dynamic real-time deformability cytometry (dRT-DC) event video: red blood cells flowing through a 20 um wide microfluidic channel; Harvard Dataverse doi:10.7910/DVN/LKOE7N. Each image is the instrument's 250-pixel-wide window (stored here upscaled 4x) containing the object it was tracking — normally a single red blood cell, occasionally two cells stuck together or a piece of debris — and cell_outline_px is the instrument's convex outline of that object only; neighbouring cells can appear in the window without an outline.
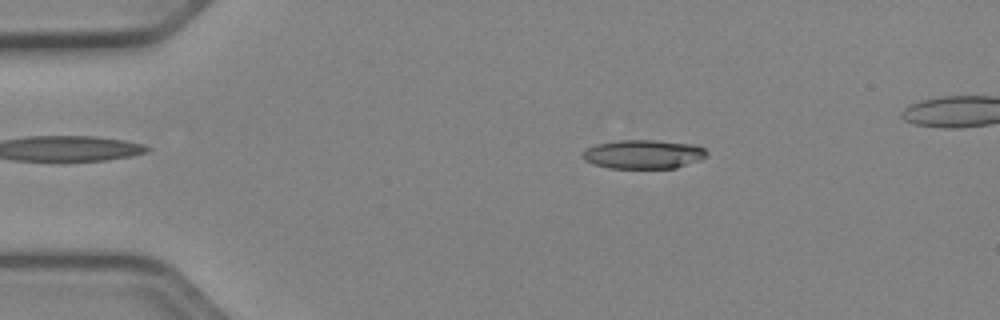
{"species": "Egyptian fruit bat (a non-hibernating species)", "species_latin": "Rousettus aegyptiacus", "temperature_condition": "cold", "stored_images_in_passage": 50, "camera_frame_rate_fps": 3000, "um_per_image_px": 0.085, "animal": {"sex": "female"}, "frame": {"image": 1, "passage_image": 9, "time_ms": 2.667, "image_size_px": [1000, 320], "cell_outline_px": [[708, 152], [700, 160], [676, 168], [608, 168], [592, 164], [584, 160], [580, 156], [588, 148], [596, 144], [620, 140], [656, 140], [696, 144], [704, 148]], "centroid_in_image_um": [54.69, 13.11], "position_along_channel_um": 30.3, "area_um2": 21.04}}
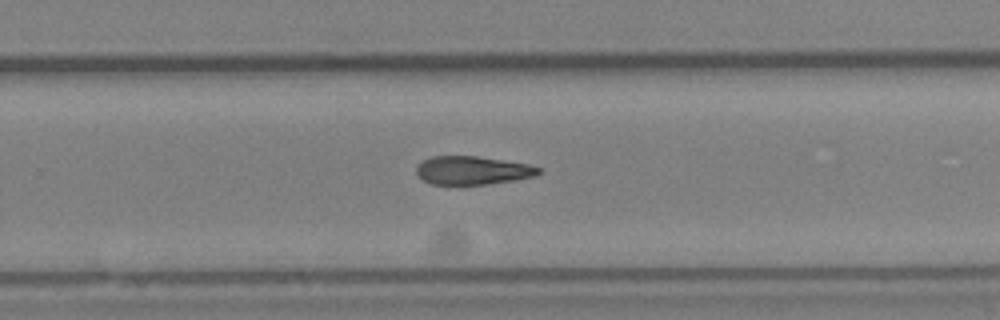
{"frame": {"image": 2, "passage_image": 33, "time_ms": 10.667, "image_size_px": [1000, 320], "cell_outline_px": [[540, 172], [536, 176], [516, 180], [484, 184], [432, 184], [424, 180], [416, 172], [416, 164], [432, 156], [476, 156], [528, 164], [540, 168]], "centroid_in_image_um": [40.16, 14.48], "position_along_channel_um": 289.6, "area_um2": 20.06}}
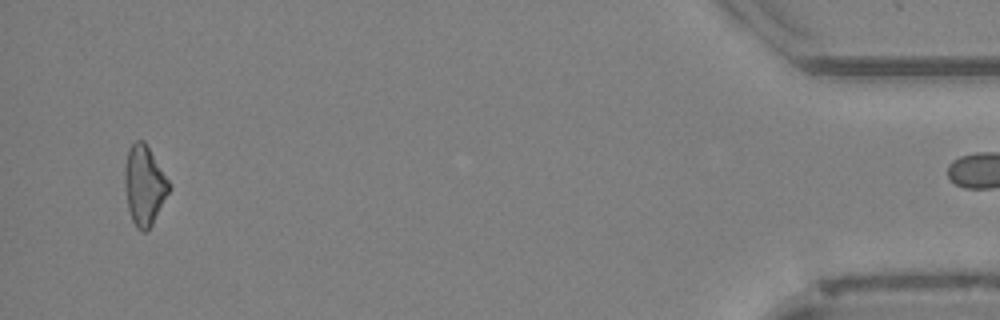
{"frame": {"image": 3, "passage_image": 49, "time_ms": 16.0, "image_size_px": [1000, 320], "cell_outline_px": [[172, 188], [152, 224], [144, 232], [140, 232], [136, 228], [132, 220], [128, 208], [124, 188], [124, 164], [128, 148], [136, 140], [144, 140], [168, 180]], "centroid_in_image_um": [12.24, 15.75], "position_along_channel_um": 423.0, "area_um2": 20.69}}